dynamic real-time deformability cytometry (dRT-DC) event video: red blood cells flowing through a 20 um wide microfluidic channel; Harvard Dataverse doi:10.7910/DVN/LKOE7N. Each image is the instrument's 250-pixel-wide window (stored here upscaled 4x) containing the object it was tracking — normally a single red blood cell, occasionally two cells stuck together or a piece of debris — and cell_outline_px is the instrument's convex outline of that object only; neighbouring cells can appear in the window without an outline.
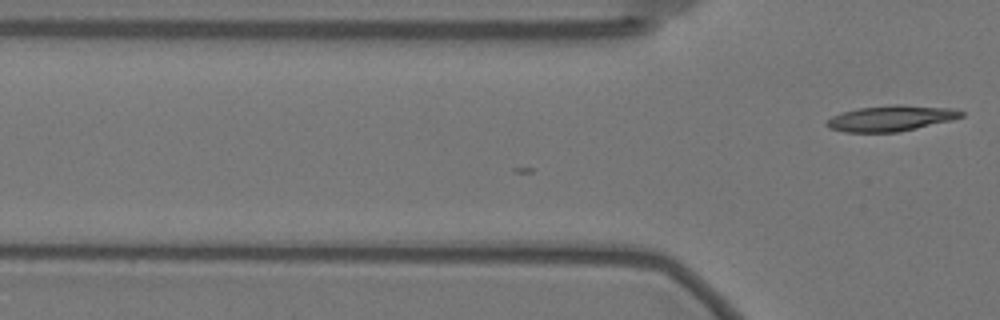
{"species": "Egyptian fruit bat (a non-hibernating species)", "species_latin": "Rousettus aegyptiacus", "temperature_condition": "warm", "stored_images_in_passage": 2, "camera_frame_rate_fps": 3000, "um_per_image_px": 0.085, "animal": {"sex": "female"}, "frame": {"image": 1, "passage_image": 2, "time_ms": 0.333, "image_size_px": [1000, 320], "cell_outline_px": [[964, 116], [952, 120], [900, 132], [844, 132], [828, 128], [824, 124], [832, 116], [844, 112], [860, 108], [896, 104], [900, 104], [952, 108], [964, 112]], "centroid_in_image_um": [75.75, 10.06], "position_along_channel_um": 50.0, "area_um2": 20.17}}